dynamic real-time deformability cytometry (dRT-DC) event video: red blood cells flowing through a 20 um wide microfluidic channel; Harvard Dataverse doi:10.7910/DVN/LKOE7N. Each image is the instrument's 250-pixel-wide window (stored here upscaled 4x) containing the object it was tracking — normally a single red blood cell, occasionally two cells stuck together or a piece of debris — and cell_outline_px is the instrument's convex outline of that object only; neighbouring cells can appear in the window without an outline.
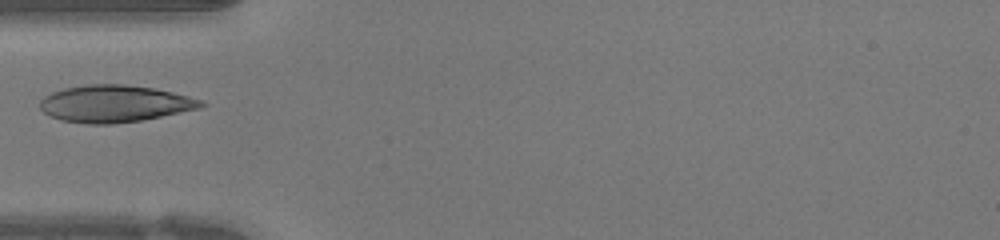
{"species": "human", "species_latin": "Homo sapiens", "temperature_condition": "warm", "stored_images_in_passage": 33, "camera_frame_rate_fps": 3000, "um_per_image_px": 0.085, "donor": {"sex": "female"}, "frame": {"image": 1, "passage_image": 1, "time_ms": 0.0, "image_size_px": [1000, 240], "cell_outline_px": [[208, 104], [196, 108], [160, 116], [140, 120], [112, 124], [88, 124], [60, 120], [44, 112], [40, 108], [40, 100], [44, 96], [52, 92], [64, 88], [88, 84], [124, 84], [152, 88], [172, 92], [188, 96], [200, 100]], "centroid_in_image_um": [9.68, 8.81], "position_along_channel_um": 75.3, "area_um2": 34.33}}
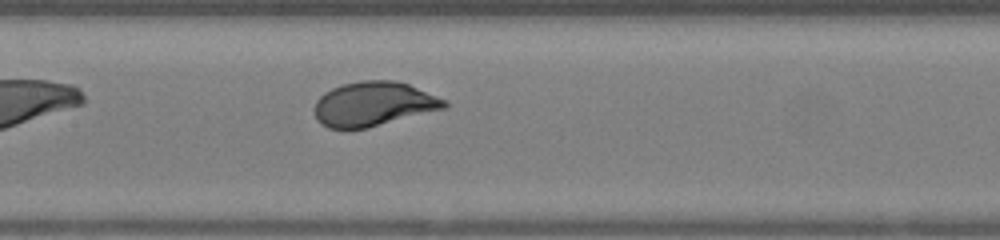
{"frame": {"image": 2, "passage_image": 8, "time_ms": 2.333, "image_size_px": [1000, 240], "cell_outline_px": [[448, 108], [368, 128], [328, 128], [320, 124], [316, 120], [316, 100], [324, 92], [332, 88], [344, 84], [360, 80], [392, 80], [408, 84], [444, 100], [448, 104]], "centroid_in_image_um": [31.75, 8.85], "position_along_channel_um": 175.7, "area_um2": 33.47}}
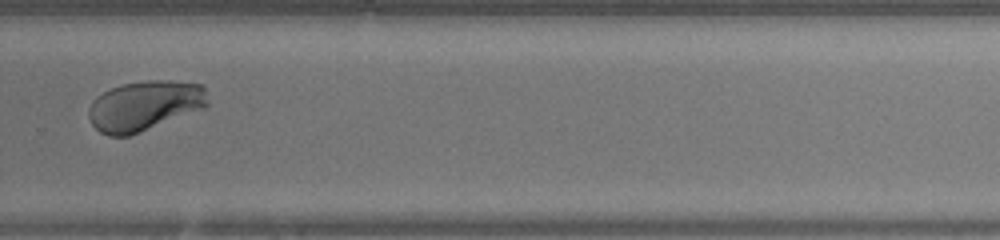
{"frame": {"image": 3, "passage_image": 18, "time_ms": 5.667, "image_size_px": [1000, 240], "cell_outline_px": [[208, 104], [204, 108], [140, 132], [128, 136], [108, 136], [100, 132], [92, 124], [88, 116], [88, 108], [92, 100], [96, 96], [120, 84], [148, 80], [168, 80], [204, 84]], "centroid_in_image_um": [12.27, 8.98], "position_along_channel_um": 317.5, "area_um2": 34.8}}